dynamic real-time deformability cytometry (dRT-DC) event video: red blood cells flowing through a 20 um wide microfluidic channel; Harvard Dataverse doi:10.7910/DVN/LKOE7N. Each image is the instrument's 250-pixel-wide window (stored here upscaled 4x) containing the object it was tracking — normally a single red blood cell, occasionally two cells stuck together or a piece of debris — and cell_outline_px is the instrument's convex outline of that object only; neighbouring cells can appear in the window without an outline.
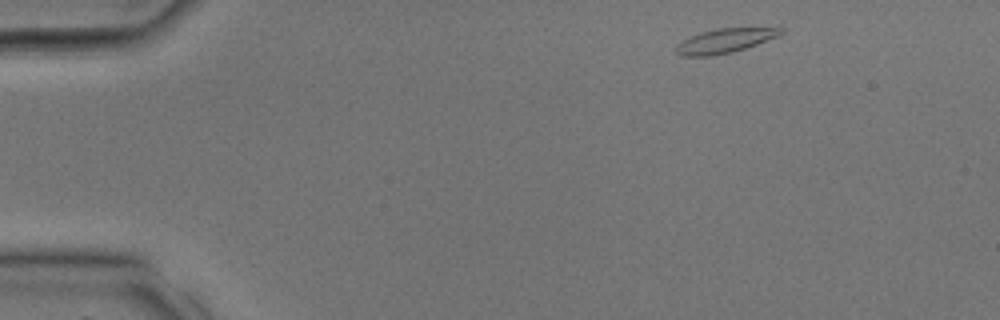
{"species": "common noctule bat (a hibernating species)", "species_latin": "Nyctalus noctula", "temperature_condition": "room temperature", "stored_images_in_passage": 23, "camera_frame_rate_fps": 3000, "um_per_image_px": 0.085, "animal": {"sex": "male", "body_mass_g": 17.9, "forearm_length_mm": 54.2}, "frame": {"image": 1, "passage_image": 1, "time_ms": 0.0, "image_size_px": [1000, 320], "cell_outline_px": [[784, 32], [780, 36], [732, 52], [712, 56], [684, 56], [676, 52], [676, 44], [700, 32], [716, 28], [780, 24], [784, 28]], "centroid_in_image_um": [61.81, 3.38], "position_along_channel_um": 23.2, "area_um2": 15.66}}
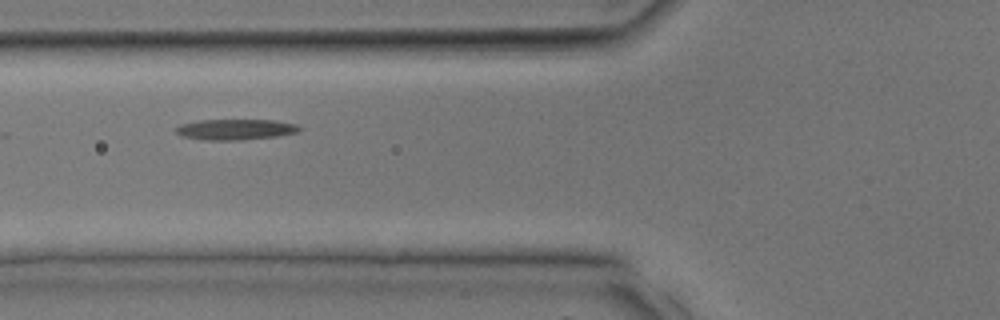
{"frame": {"image": 2, "passage_image": 9, "time_ms": 2.667, "image_size_px": [1000, 320], "cell_outline_px": [[300, 132], [280, 136], [244, 140], [200, 140], [180, 136], [176, 132], [176, 128], [180, 124], [200, 120], [276, 120], [296, 124], [300, 128]], "centroid_in_image_um": [20.03, 11.01], "position_along_channel_um": 105.8, "area_um2": 15.14}}
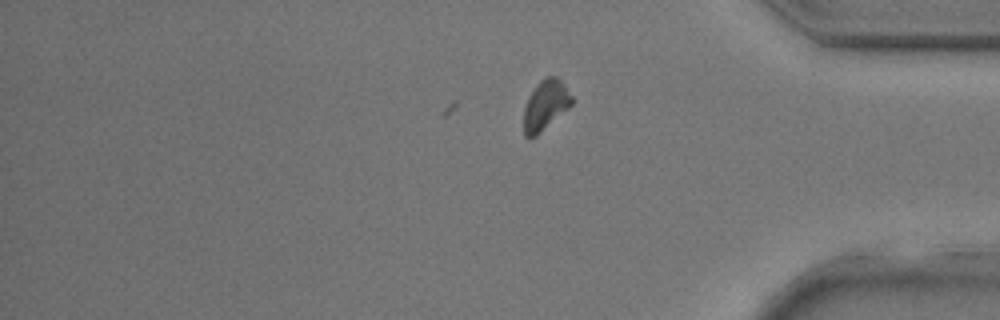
{"frame": {"image": 3, "passage_image": 23, "time_ms": 7.333, "image_size_px": [1000, 320], "cell_outline_px": [[572, 104], [568, 108], [536, 136], [524, 136], [524, 108], [528, 96], [536, 84], [544, 76], [556, 76], [560, 80], [572, 96]], "centroid_in_image_um": [46.35, 8.91], "position_along_channel_um": 388.9, "area_um2": 13.81}}